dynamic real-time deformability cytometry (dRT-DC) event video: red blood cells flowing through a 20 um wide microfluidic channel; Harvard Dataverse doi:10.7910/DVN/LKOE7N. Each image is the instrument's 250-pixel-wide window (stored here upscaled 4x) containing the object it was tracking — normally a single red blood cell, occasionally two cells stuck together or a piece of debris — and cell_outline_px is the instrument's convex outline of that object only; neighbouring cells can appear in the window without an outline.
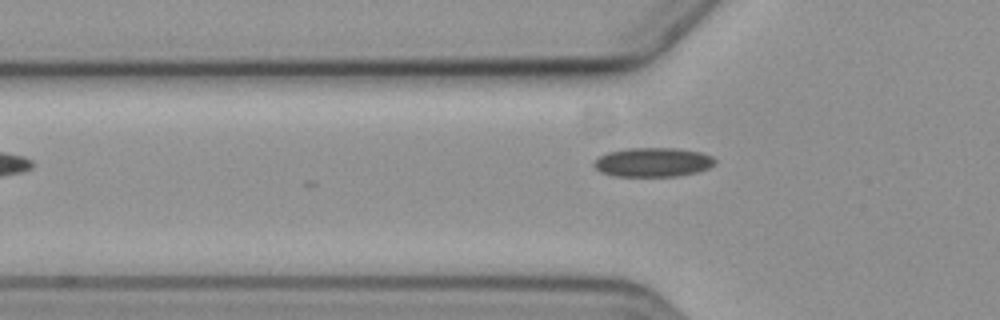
{"species": "common noctule bat (a hibernating species)", "species_latin": "Nyctalus noctula", "temperature_condition": "cold", "stored_images_in_passage": 6, "camera_frame_rate_fps": 3000, "um_per_image_px": 0.085, "animal": {"sex": "female", "body_mass_g": 19.3, "forearm_length_mm": 54.1}, "frame": {"image": 1, "passage_image": 6, "time_ms": 6.0, "image_size_px": [1000, 320], "cell_outline_px": [[716, 164], [708, 168], [696, 172], [676, 176], [616, 176], [600, 172], [592, 164], [592, 160], [596, 156], [608, 152], [628, 148], [676, 148], [700, 152], [712, 156], [716, 160]], "centroid_in_image_um": [55.46, 13.78], "position_along_channel_um": 70.3, "area_um2": 20.75}}